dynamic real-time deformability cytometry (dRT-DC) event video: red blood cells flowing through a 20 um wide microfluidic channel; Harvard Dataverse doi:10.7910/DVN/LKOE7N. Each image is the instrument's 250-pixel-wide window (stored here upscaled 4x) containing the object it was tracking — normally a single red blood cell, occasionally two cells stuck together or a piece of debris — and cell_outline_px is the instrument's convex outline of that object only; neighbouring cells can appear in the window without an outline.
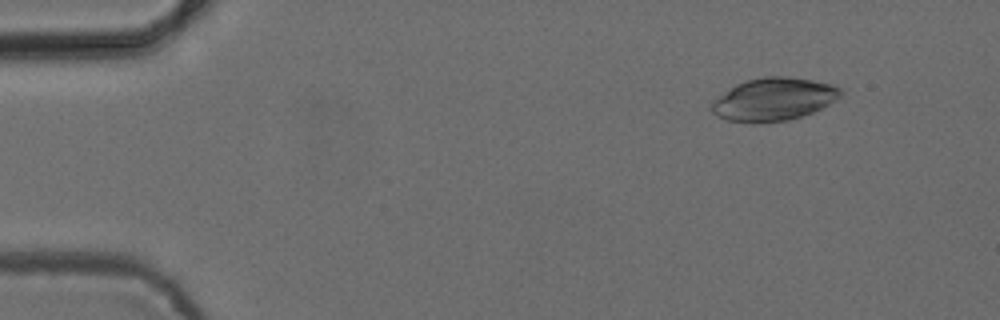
{"species": "common noctule bat (a hibernating species)", "species_latin": "Nyctalus noctula", "temperature_condition": "cold", "stored_images_in_passage": 15, "camera_frame_rate_fps": 3000, "um_per_image_px": 0.085, "animal": {"sex": "female", "body_mass_g": 24.6, "forearm_length_mm": 56.2}, "frame": {"image": 1, "passage_image": 4, "time_ms": 1.0, "image_size_px": [1000, 320], "cell_outline_px": [[844, 92], [840, 96], [828, 104], [812, 112], [788, 120], [756, 124], [752, 124], [728, 120], [716, 116], [712, 112], [712, 100], [736, 84], [748, 80], [764, 76], [788, 76], [812, 80], [832, 84], [840, 88]], "centroid_in_image_um": [65.74, 8.44], "position_along_channel_um": 19.3, "area_um2": 32.25}}
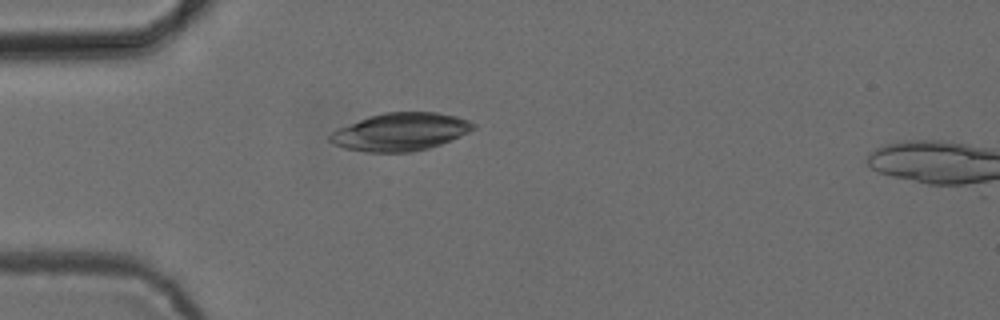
{"frame": {"image": 2, "passage_image": 13, "time_ms": 4.0, "image_size_px": [1000, 320], "cell_outline_px": [[476, 128], [452, 140], [428, 148], [408, 152], [364, 152], [344, 148], [332, 144], [328, 140], [328, 136], [336, 128], [368, 116], [384, 112], [436, 112], [456, 116], [468, 120], [476, 124]], "centroid_in_image_um": [34.0, 11.2], "position_along_channel_um": 51.0, "area_um2": 31.79}}